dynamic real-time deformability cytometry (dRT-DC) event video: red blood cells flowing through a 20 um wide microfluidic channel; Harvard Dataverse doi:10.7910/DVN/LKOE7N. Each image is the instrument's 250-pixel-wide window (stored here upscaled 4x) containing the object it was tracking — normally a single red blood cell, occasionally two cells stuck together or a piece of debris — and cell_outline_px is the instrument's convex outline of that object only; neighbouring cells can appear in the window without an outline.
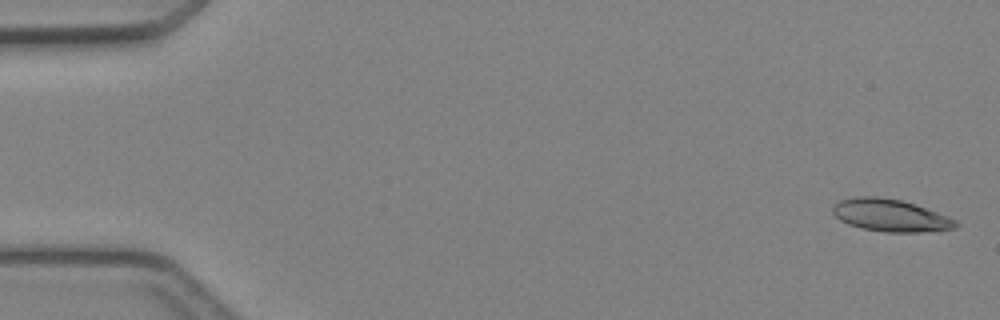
{"species": "Egyptian fruit bat (a non-hibernating species)", "species_latin": "Rousettus aegyptiacus", "temperature_condition": "cold", "stored_images_in_passage": 5, "camera_frame_rate_fps": 3000, "um_per_image_px": 0.085, "animal": {"sex": "female"}, "frame": {"image": 1, "passage_image": 1, "time_ms": 0.0, "image_size_px": [1000, 320], "cell_outline_px": [[960, 224], [956, 228], [920, 232], [884, 232], [860, 228], [848, 224], [840, 220], [832, 212], [832, 204], [840, 200], [852, 196], [876, 196], [900, 200], [948, 216], [956, 220]], "centroid_in_image_um": [75.63, 18.3], "position_along_channel_um": 9.4, "area_um2": 23.18}}
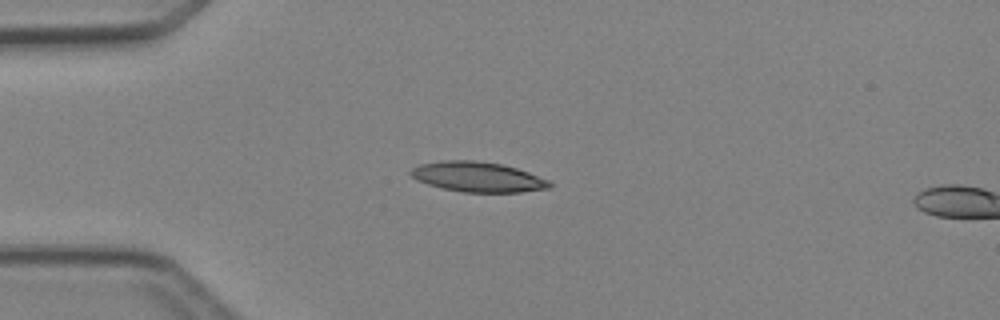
{"frame": {"image": 2, "passage_image": 4, "time_ms": 3.667, "image_size_px": [1000, 320], "cell_outline_px": [[552, 188], [520, 192], [464, 192], [444, 188], [428, 184], [416, 180], [408, 172], [412, 168], [420, 164], [440, 160], [476, 160], [500, 164], [516, 168], [528, 172], [548, 180], [552, 184]], "centroid_in_image_um": [40.6, 15.03], "position_along_channel_um": 44.4, "area_um2": 24.28}}